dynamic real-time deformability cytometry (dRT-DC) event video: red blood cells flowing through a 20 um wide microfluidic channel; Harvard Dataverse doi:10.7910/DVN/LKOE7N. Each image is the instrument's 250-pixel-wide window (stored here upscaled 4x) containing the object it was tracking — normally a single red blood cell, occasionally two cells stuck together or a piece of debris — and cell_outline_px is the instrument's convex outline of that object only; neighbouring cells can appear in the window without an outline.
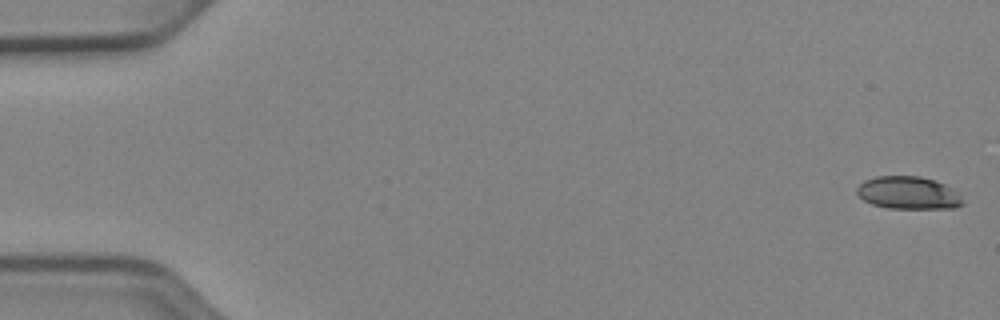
{"species": "Egyptian fruit bat (a non-hibernating species)", "species_latin": "Rousettus aegyptiacus", "temperature_condition": "cold", "stored_images_in_passage": 36, "camera_frame_rate_fps": 3000, "um_per_image_px": 0.085, "animal": {"sex": "female"}, "frame": {"image": 1, "passage_image": 1, "time_ms": 0.0, "image_size_px": [1000, 320], "cell_outline_px": [[964, 204], [956, 208], [888, 208], [872, 204], [864, 200], [856, 192], [856, 188], [864, 180], [876, 176], [920, 176], [944, 184], [956, 192], [964, 200]], "centroid_in_image_um": [77.2, 16.4], "position_along_channel_um": 7.8, "area_um2": 20.06}}
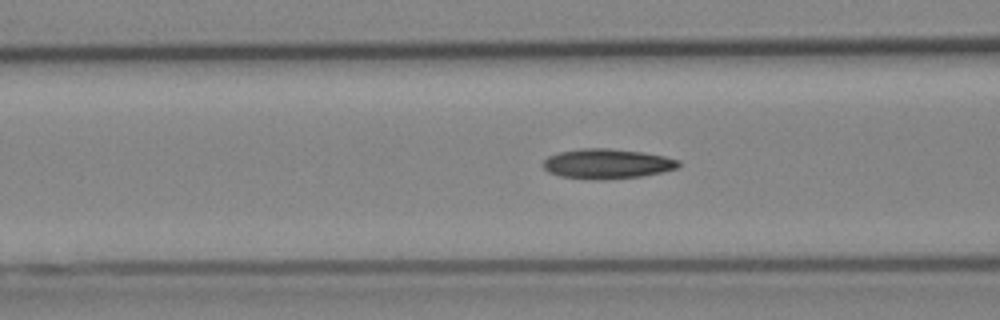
{"frame": {"image": 2, "passage_image": 21, "time_ms": 6.667, "image_size_px": [1000, 320], "cell_outline_px": [[680, 164], [676, 168], [660, 172], [640, 176], [560, 176], [548, 172], [540, 164], [548, 156], [556, 152], [580, 148], [608, 148], [640, 152], [664, 156], [680, 160]], "centroid_in_image_um": [51.56, 13.85], "position_along_channel_um": 115.0, "area_um2": 22.37}}
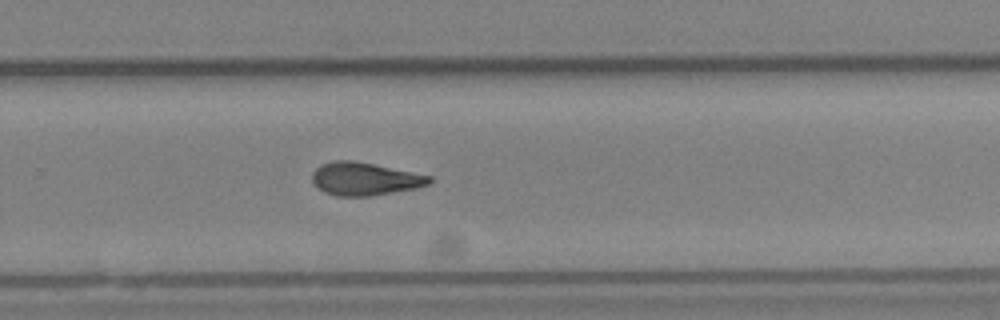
{"frame": {"image": 3, "passage_image": 35, "time_ms": 11.333, "image_size_px": [1000, 320], "cell_outline_px": [[432, 180], [428, 184], [416, 188], [368, 196], [336, 196], [324, 192], [312, 180], [312, 172], [320, 164], [332, 160], [352, 160], [432, 176]], "centroid_in_image_um": [30.97, 15.2], "position_along_channel_um": 298.8, "area_um2": 22.25}}